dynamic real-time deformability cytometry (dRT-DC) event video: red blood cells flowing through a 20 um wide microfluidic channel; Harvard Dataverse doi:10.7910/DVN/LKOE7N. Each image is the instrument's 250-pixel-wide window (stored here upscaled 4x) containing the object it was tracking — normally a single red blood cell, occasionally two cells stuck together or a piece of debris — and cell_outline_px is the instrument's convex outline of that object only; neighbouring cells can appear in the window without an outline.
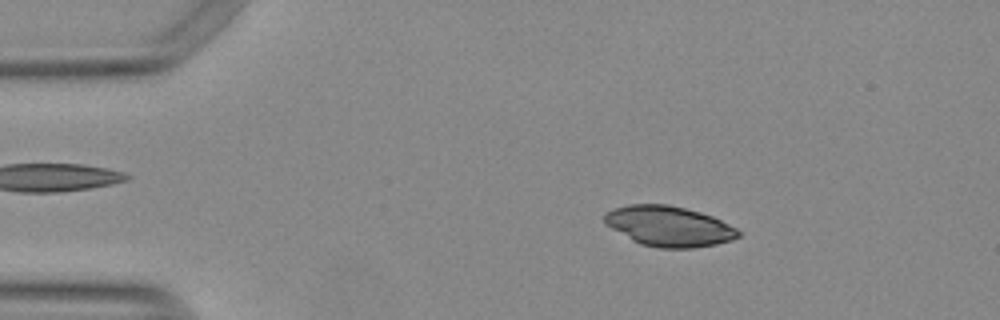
{"species": "Egyptian fruit bat (a non-hibernating species)", "species_latin": "Rousettus aegyptiacus", "temperature_condition": "warm", "stored_images_in_passage": 48, "camera_frame_rate_fps": 3000, "um_per_image_px": 0.085, "animal": {"sex": "female"}, "frame": {"image": 1, "passage_image": 3, "time_ms": 0.667, "image_size_px": [1000, 320], "cell_outline_px": [[740, 236], [732, 240], [716, 244], [692, 248], [660, 248], [640, 244], [632, 240], [604, 224], [604, 212], [628, 204], [668, 204], [700, 212], [712, 216], [736, 228], [740, 232]], "centroid_in_image_um": [56.84, 19.23], "position_along_channel_um": 28.2, "area_um2": 31.39}}
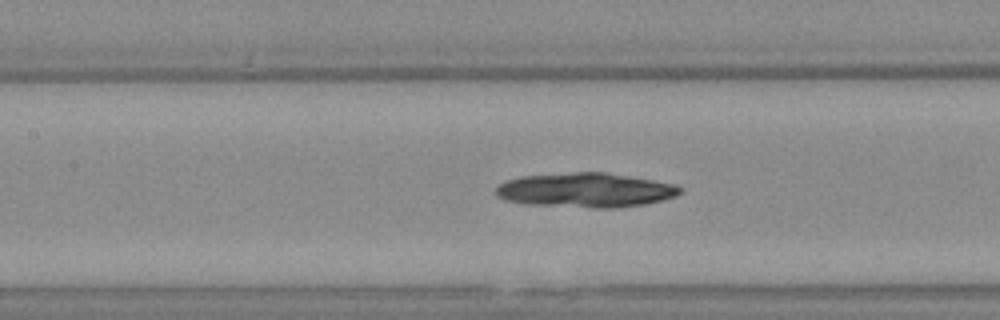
{"frame": {"image": 2, "passage_image": 18, "time_ms": 5.667, "image_size_px": [1000, 320], "cell_outline_px": [[680, 192], [676, 196], [644, 204], [616, 208], [592, 208], [524, 204], [508, 200], [496, 196], [496, 188], [500, 184], [508, 180], [520, 176], [576, 172], [604, 172], [628, 176], [672, 184], [680, 188]], "centroid_in_image_um": [49.72, 16.17], "position_along_channel_um": 157.7, "area_um2": 36.65}}
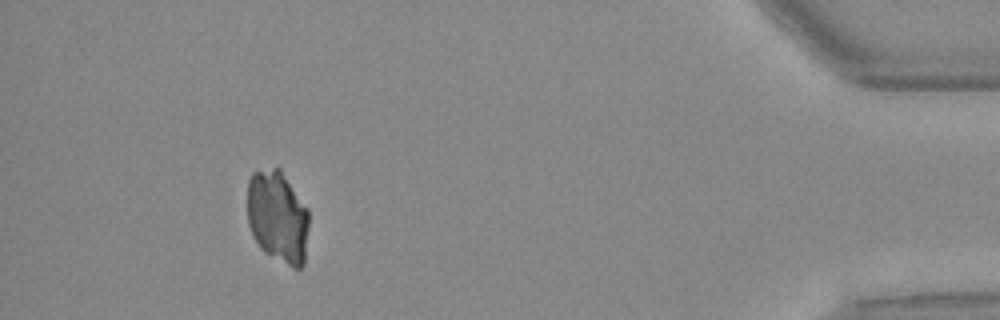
{"frame": {"image": 3, "passage_image": 43, "time_ms": 14.0, "image_size_px": [1000, 320], "cell_outline_px": [[308, 228], [304, 264], [300, 268], [292, 268], [264, 252], [260, 248], [252, 236], [248, 224], [248, 180], [252, 172], [272, 168], [280, 168], [308, 208]], "centroid_in_image_um": [23.6, 18.44], "position_along_channel_um": 411.6, "area_um2": 33.35}}